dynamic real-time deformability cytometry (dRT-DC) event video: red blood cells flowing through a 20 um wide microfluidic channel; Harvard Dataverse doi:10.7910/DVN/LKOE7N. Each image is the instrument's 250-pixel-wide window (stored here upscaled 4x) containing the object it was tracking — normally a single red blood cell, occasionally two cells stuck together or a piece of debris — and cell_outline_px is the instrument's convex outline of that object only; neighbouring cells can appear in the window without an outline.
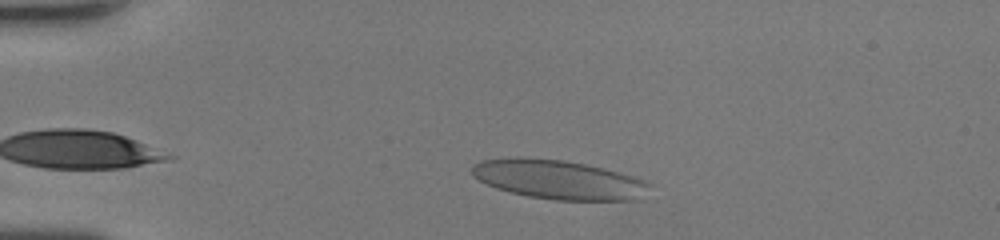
{"species": "human", "species_latin": "Homo sapiens", "temperature_condition": "room temperature", "stored_images_in_passage": 38, "camera_frame_rate_fps": 3000, "um_per_image_px": 0.085, "donor": {"sex": "female"}, "frame": {"image": 1, "passage_image": 6, "time_ms": 1.667, "image_size_px": [1000, 240], "cell_outline_px": [[648, 184], [636, 200], [556, 200], [528, 196], [496, 188], [472, 176], [472, 164], [480, 160], [516, 156], [524, 156], [564, 160], [604, 168], [632, 176], [644, 180]], "centroid_in_image_um": [47.36, 15.24], "position_along_channel_um": 37.6, "area_um2": 40.23}}
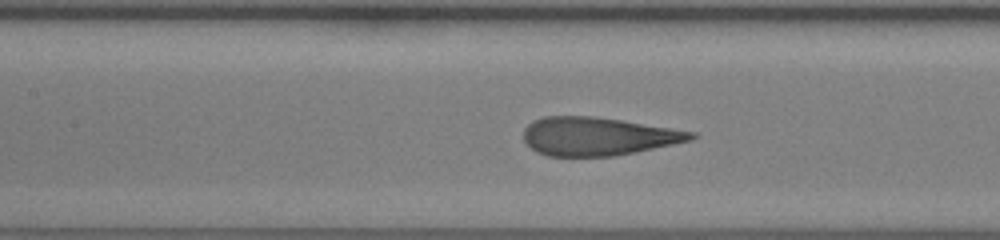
{"frame": {"image": 2, "passage_image": 18, "time_ms": 5.667, "image_size_px": [1000, 240], "cell_outline_px": [[700, 136], [692, 140], [636, 152], [612, 156], [548, 156], [536, 152], [524, 140], [524, 128], [532, 120], [544, 116], [592, 116], [620, 120], [696, 132]], "centroid_in_image_um": [50.82, 11.58], "position_along_channel_um": 156.6, "area_um2": 37.34}}
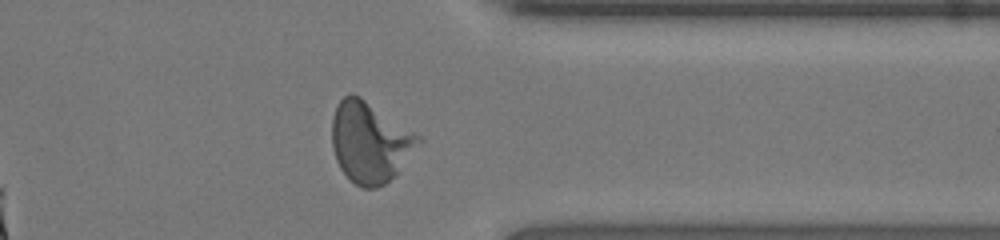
{"frame": {"image": 3, "passage_image": 34, "time_ms": 11.0, "image_size_px": [1000, 240], "cell_outline_px": [[424, 140], [396, 176], [384, 184], [376, 188], [360, 188], [340, 168], [336, 160], [332, 144], [332, 120], [336, 104], [344, 96], [352, 92], [360, 96], [420, 136]], "centroid_in_image_um": [31.46, 12.09], "position_along_channel_um": 379.9, "area_um2": 40.75}, "authors_computed_cell_mechanics": {"area_um2": 38.7838, "velocity_mm_per_s": 4.2657, "shape_relaxation_time_tau1_ms": 4.0696, "shape_relaxation_time_tau2_ms": null, "deformation_change_tau1": 0.2019, "deformation_change_tau2": null}}